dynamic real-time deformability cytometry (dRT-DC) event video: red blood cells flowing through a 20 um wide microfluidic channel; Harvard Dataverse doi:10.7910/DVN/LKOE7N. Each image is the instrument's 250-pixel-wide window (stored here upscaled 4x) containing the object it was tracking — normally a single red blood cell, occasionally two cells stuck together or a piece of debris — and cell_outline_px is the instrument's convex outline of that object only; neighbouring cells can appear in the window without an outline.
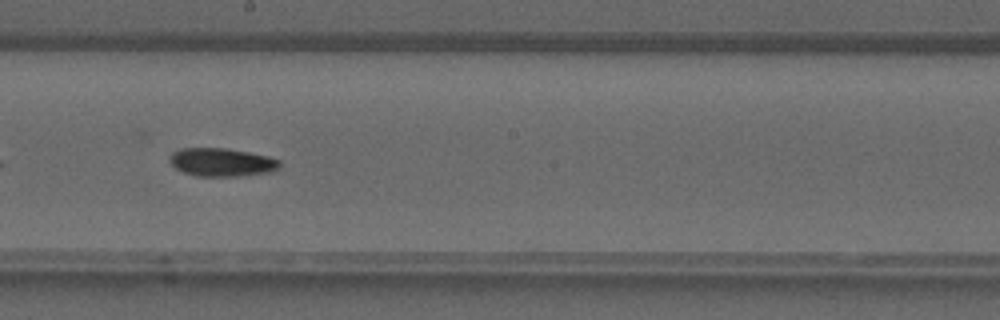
{"species": "common noctule bat (a hibernating species)", "species_latin": "Nyctalus noctula", "temperature_condition": "warm", "stored_images_in_passage": 40, "camera_frame_rate_fps": 3000, "um_per_image_px": 0.085, "animal": {"sex": "male", "forearm_length_mm": 52.5}, "frame": {"image": 1, "passage_image": 23, "time_ms": 7.333, "image_size_px": [1000, 320], "cell_outline_px": [[280, 168], [272, 172], [240, 176], [196, 176], [184, 172], [176, 168], [168, 160], [168, 156], [172, 152], [180, 148], [224, 148], [248, 152], [268, 156], [280, 160]], "centroid_in_image_um": [18.84, 13.79], "position_along_channel_um": 229.4, "area_um2": 18.26}}